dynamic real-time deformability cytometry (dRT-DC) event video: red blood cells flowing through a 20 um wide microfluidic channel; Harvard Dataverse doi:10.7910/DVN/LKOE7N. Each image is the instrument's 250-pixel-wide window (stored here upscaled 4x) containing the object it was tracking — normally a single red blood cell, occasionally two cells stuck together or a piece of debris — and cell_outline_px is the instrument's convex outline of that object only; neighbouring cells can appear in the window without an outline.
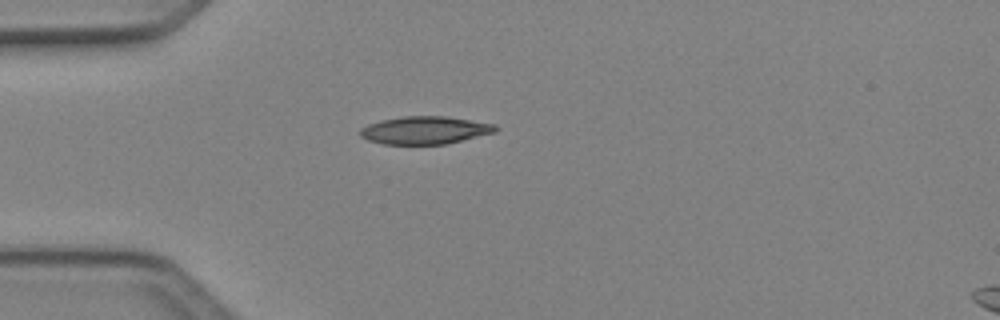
{"species": "Egyptian fruit bat (a non-hibernating species)", "species_latin": "Rousettus aegyptiacus", "temperature_condition": "cold", "stored_images_in_passage": 1, "camera_frame_rate_fps": 3000, "um_per_image_px": 0.085, "animal": {"sex": "female"}, "frame": {"image": 1, "passage_image": 1, "time_ms": 0.0, "image_size_px": [1000, 320], "cell_outline_px": [[496, 132], [444, 144], [384, 144], [368, 140], [360, 136], [360, 128], [368, 124], [380, 120], [404, 116], [448, 116], [496, 124]], "centroid_in_image_um": [36.1, 11.06], "position_along_channel_um": 48.9, "area_um2": 21.85}}